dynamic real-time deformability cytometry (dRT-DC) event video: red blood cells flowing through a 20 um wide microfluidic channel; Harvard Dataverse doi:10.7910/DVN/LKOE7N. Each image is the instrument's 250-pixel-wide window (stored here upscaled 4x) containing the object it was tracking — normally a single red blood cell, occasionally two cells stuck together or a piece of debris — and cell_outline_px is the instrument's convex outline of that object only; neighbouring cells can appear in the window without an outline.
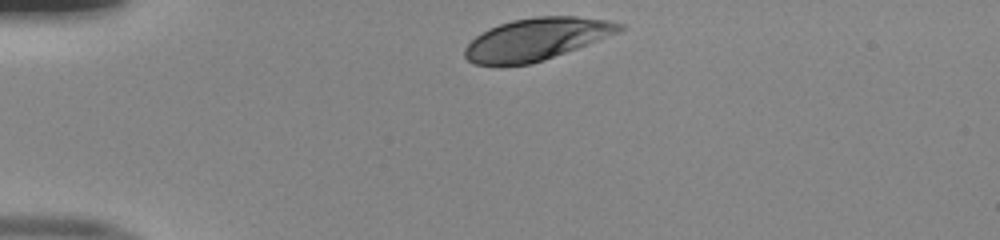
{"species": "human", "species_latin": "Homo sapiens", "temperature_condition": "room temperature", "stored_images_in_passage": 32, "camera_frame_rate_fps": 3000, "um_per_image_px": 0.085, "donor": {"sex": "male"}, "frame": {"image": 1, "passage_image": 1, "time_ms": 0.0, "image_size_px": [1000, 240], "cell_outline_px": [[624, 28], [620, 32], [544, 60], [532, 64], [472, 64], [464, 56], [464, 48], [476, 36], [488, 28], [512, 20], [536, 16], [576, 16], [608, 20], [624, 24]], "centroid_in_image_um": [45.61, 3.31], "position_along_channel_um": 39.4, "area_um2": 37.69}}
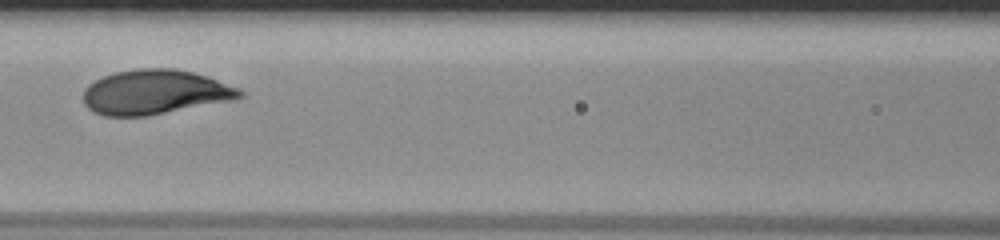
{"frame": {"image": 2, "passage_image": 13, "time_ms": 4.0, "image_size_px": [1000, 240], "cell_outline_px": [[244, 96], [236, 100], [148, 116], [104, 116], [92, 112], [84, 104], [84, 88], [88, 84], [104, 76], [116, 72], [140, 68], [172, 68], [192, 72], [240, 88], [244, 92]], "centroid_in_image_um": [13.18, 7.85], "position_along_channel_um": 153.4, "area_um2": 40.86}}
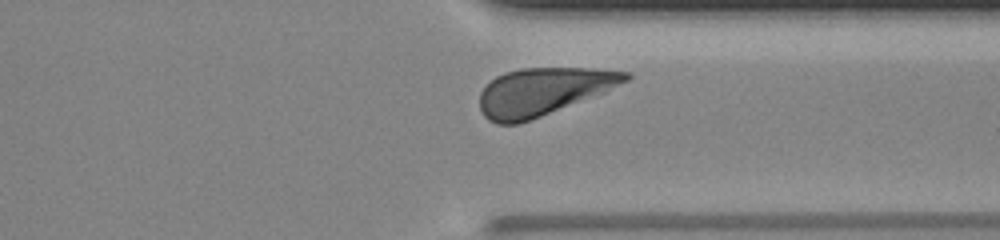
{"frame": {"image": 3, "passage_image": 29, "time_ms": 9.333, "image_size_px": [1000, 240], "cell_outline_px": [[632, 76], [628, 80], [604, 92], [540, 116], [516, 124], [496, 124], [488, 120], [484, 116], [480, 108], [480, 92], [496, 76], [504, 72], [524, 68], [592, 68], [632, 72]], "centroid_in_image_um": [46.16, 7.77], "position_along_channel_um": 365.2, "area_um2": 39.94}, "authors_computed_cell_mechanics": {"area_um2": 40.171, "velocity_mm_per_s": 3.9675, "shape_relaxation_time_tau1_ms": 2.035, "shape_relaxation_time_tau2_ms": null, "deformation_change_tau1": 0.1309, "deformation_change_tau2": null}}